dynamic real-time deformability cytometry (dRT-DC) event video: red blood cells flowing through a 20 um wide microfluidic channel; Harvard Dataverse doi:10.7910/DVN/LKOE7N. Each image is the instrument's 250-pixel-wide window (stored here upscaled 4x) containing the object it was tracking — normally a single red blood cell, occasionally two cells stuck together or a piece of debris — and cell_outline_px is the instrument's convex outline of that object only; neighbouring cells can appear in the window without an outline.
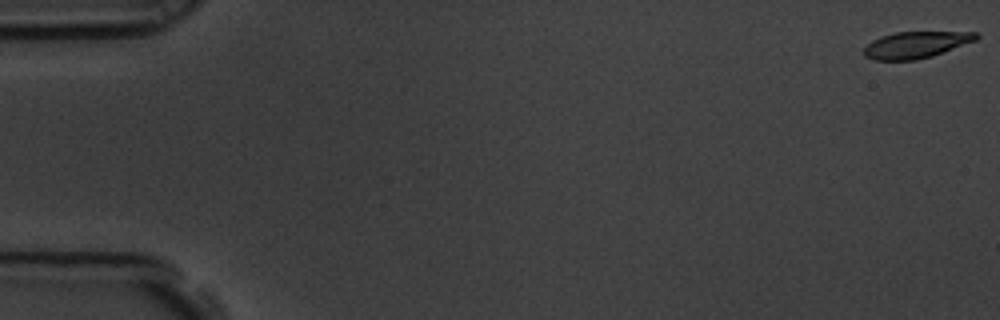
{"species": "common noctule bat (a hibernating species)", "species_latin": "Nyctalus noctula", "temperature_condition": "room temperature", "stored_images_in_passage": 58, "camera_frame_rate_fps": 3000, "um_per_image_px": 0.085, "animal": {"sex": "male", "body_mass_g": 19.5, "forearm_length_mm": 54.6}, "frame": {"image": 1, "passage_image": 1, "time_ms": 0.0, "image_size_px": [1000, 320], "cell_outline_px": [[980, 36], [976, 40], [932, 56], [916, 60], [872, 60], [864, 56], [864, 48], [872, 40], [880, 36], [896, 32], [976, 32]], "centroid_in_image_um": [77.82, 3.81], "position_along_channel_um": 7.2, "area_um2": 17.34}}
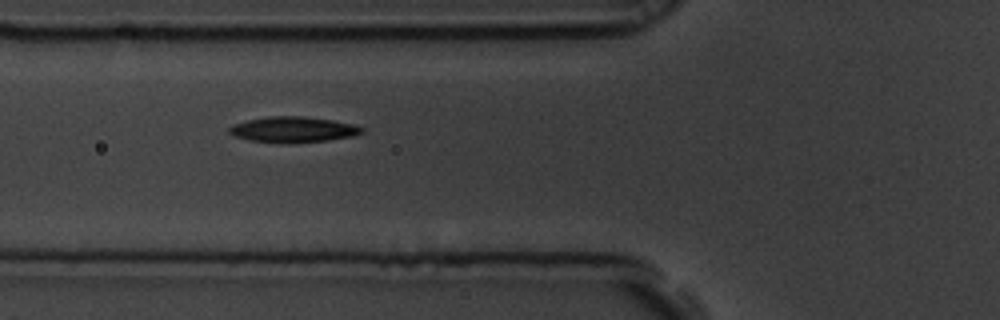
{"frame": {"image": 2, "passage_image": 22, "time_ms": 7.0, "image_size_px": [1000, 320], "cell_outline_px": [[364, 132], [352, 136], [328, 140], [248, 140], [236, 136], [228, 132], [228, 128], [232, 124], [248, 120], [268, 116], [304, 116], [332, 120], [356, 124], [364, 128]], "centroid_in_image_um": [24.95, 10.95], "position_along_channel_um": 100.8, "area_um2": 18.9}}
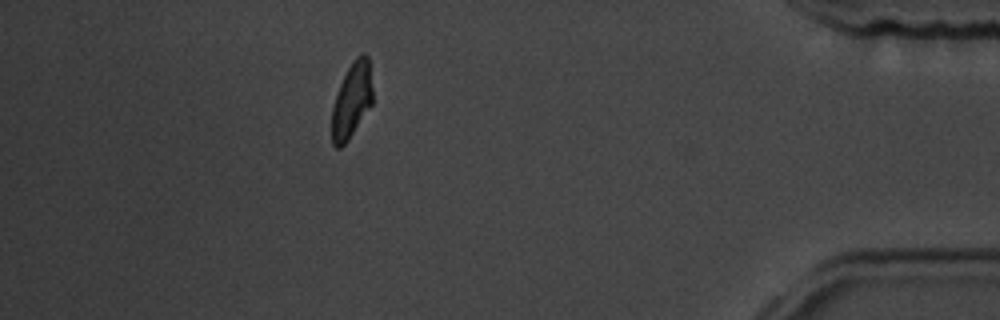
{"frame": {"image": 3, "passage_image": 52, "time_ms": 17.0, "image_size_px": [1000, 320], "cell_outline_px": [[372, 104], [348, 140], [340, 148], [336, 148], [332, 144], [332, 108], [340, 84], [352, 60], [360, 52], [364, 52], [368, 56], [372, 88]], "centroid_in_image_um": [29.9, 8.5], "position_along_channel_um": 405.3, "area_um2": 17.8}, "authors_computed_cell_mechanics": {"area_um2": 19.0162, "velocity_mm_per_s": 3.5202, "shape_relaxation_time_tau1_ms": 3.0851, "shape_relaxation_time_tau2_ms": 5.488, "deformation_change_tau1": 0.1408, "deformation_change_tau2": 0.0933}}